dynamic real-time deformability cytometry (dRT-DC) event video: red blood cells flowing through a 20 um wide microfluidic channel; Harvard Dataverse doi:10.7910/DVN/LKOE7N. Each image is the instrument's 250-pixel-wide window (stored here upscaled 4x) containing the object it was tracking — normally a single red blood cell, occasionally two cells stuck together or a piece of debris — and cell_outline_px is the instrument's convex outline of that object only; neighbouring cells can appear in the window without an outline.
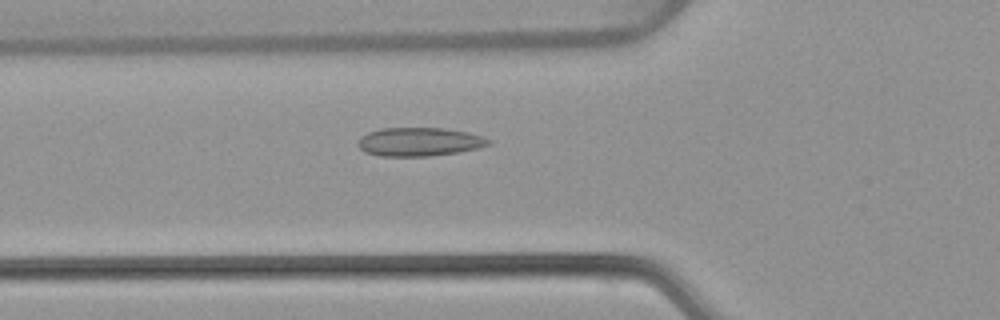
{"species": "common noctule bat (a hibernating species)", "species_latin": "Nyctalus noctula", "temperature_condition": "warm", "stored_images_in_passage": 53, "camera_frame_rate_fps": 3000, "um_per_image_px": 0.085, "animal": {"sex": "female", "body_mass_g": 22.7, "forearm_length_mm": 54.2}, "frame": {"image": 1, "passage_image": 19, "time_ms": 6.0, "image_size_px": [1000, 320], "cell_outline_px": [[492, 144], [476, 148], [456, 152], [428, 156], [380, 156], [364, 152], [356, 144], [356, 140], [360, 136], [368, 132], [380, 128], [444, 128], [468, 132], [484, 136], [492, 140]], "centroid_in_image_um": [35.61, 12.04], "position_along_channel_um": 90.2, "area_um2": 21.96}}
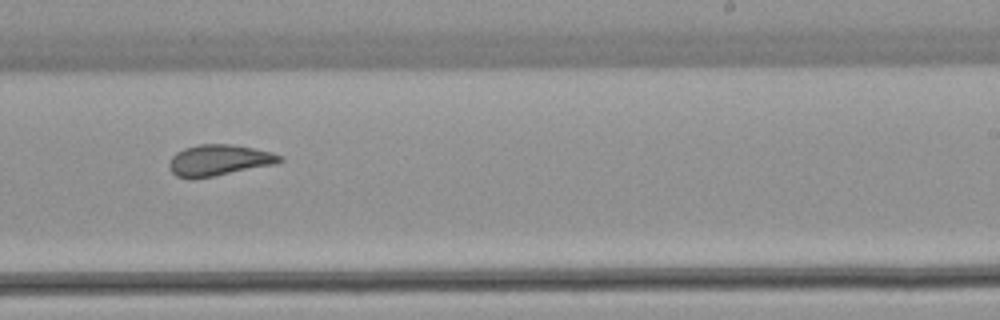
{"frame": {"image": 2, "passage_image": 33, "time_ms": 10.667, "image_size_px": [1000, 320], "cell_outline_px": [[284, 160], [276, 164], [192, 180], [176, 176], [172, 172], [168, 164], [172, 156], [176, 152], [184, 148], [200, 144], [228, 144], [252, 148], [272, 152], [284, 156]], "centroid_in_image_um": [18.61, 13.63], "position_along_channel_um": 270.4, "area_um2": 20.11}}
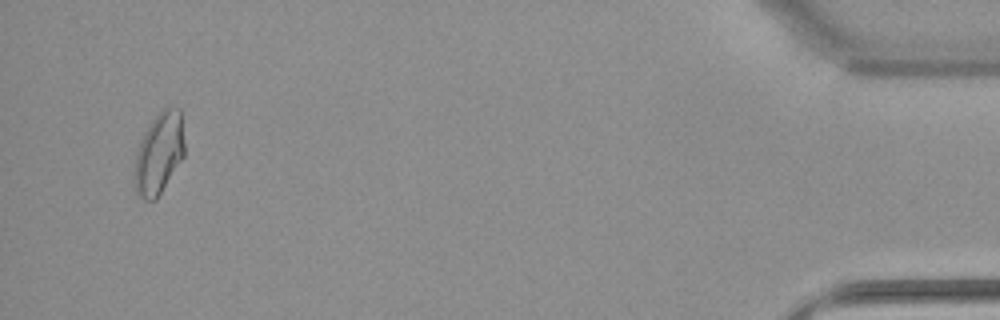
{"frame": {"image": 3, "passage_image": 51, "time_ms": 16.667, "image_size_px": [1000, 320], "cell_outline_px": [[184, 156], [156, 200], [144, 200], [132, 188], [132, 176], [136, 152], [140, 140], [148, 124], [168, 104], [180, 108], [184, 144]], "centroid_in_image_um": [13.48, 13.05], "position_along_channel_um": 421.7, "area_um2": 24.28}, "authors_computed_cell_mechanics": {"area_um2": 21.386, "velocity_mm_per_s": 3.866, "shape_relaxation_time_tau1_ms": null, "shape_relaxation_time_tau2_ms": 1.487, "deformation_change_tau1": null, "deformation_change_tau2": 0.0807}}